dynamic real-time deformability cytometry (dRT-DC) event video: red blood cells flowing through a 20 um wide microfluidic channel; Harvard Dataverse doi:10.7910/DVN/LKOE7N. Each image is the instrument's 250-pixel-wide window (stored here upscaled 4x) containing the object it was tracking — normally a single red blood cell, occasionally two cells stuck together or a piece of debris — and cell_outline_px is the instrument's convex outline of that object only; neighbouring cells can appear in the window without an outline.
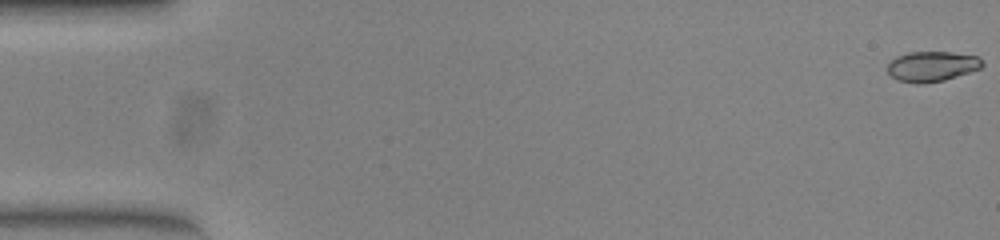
{"species": "common noctule bat (a hibernating species)", "species_latin": "Nyctalus noctula", "temperature_condition": "warm", "stored_images_in_passage": 53, "camera_frame_rate_fps": 3000, "um_per_image_px": 0.085, "animal": {"sex": "female", "body_mass_g": 23.0, "forearm_length_mm": 53.4}, "frame": {"image": 1, "passage_image": 1, "time_ms": 0.0, "image_size_px": [1000, 240], "cell_outline_px": [[984, 64], [980, 68], [944, 80], [924, 84], [916, 84], [896, 80], [888, 72], [888, 64], [896, 56], [908, 52], [952, 52], [976, 56]], "centroid_in_image_um": [79.17, 5.65], "position_along_channel_um": 5.8, "area_um2": 16.59}}
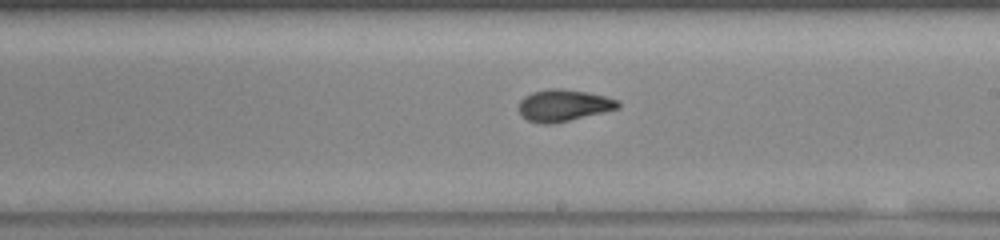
{"frame": {"image": 2, "passage_image": 31, "time_ms": 10.0, "image_size_px": [1000, 240], "cell_outline_px": [[620, 108], [552, 124], [544, 124], [528, 120], [520, 112], [520, 100], [524, 96], [532, 92], [552, 88], [560, 88], [588, 92], [620, 100]], "centroid_in_image_um": [47.93, 8.94], "position_along_channel_um": 241.1, "area_um2": 18.21}}
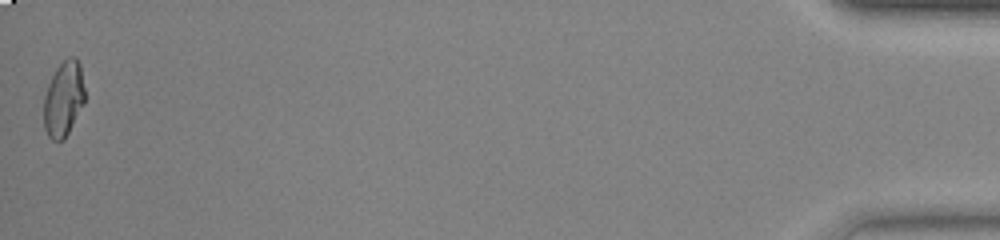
{"frame": {"image": 3, "passage_image": 53, "time_ms": 17.333, "image_size_px": [1000, 240], "cell_outline_px": [[84, 104], [64, 140], [52, 140], [48, 136], [44, 128], [44, 96], [48, 84], [56, 68], [68, 56], [76, 56], [80, 64], [84, 88]], "centroid_in_image_um": [5.4, 8.4], "position_along_channel_um": 429.8, "area_um2": 18.03}, "authors_computed_cell_mechanics": {"area_um2": 17.8024, "velocity_mm_per_s": 3.9244, "shape_relaxation_time_tau1_ms": 5.0993, "shape_relaxation_time_tau2_ms": 1.4063, "deformation_change_tau1": 0.201, "deformation_change_tau2": 0.0716}}